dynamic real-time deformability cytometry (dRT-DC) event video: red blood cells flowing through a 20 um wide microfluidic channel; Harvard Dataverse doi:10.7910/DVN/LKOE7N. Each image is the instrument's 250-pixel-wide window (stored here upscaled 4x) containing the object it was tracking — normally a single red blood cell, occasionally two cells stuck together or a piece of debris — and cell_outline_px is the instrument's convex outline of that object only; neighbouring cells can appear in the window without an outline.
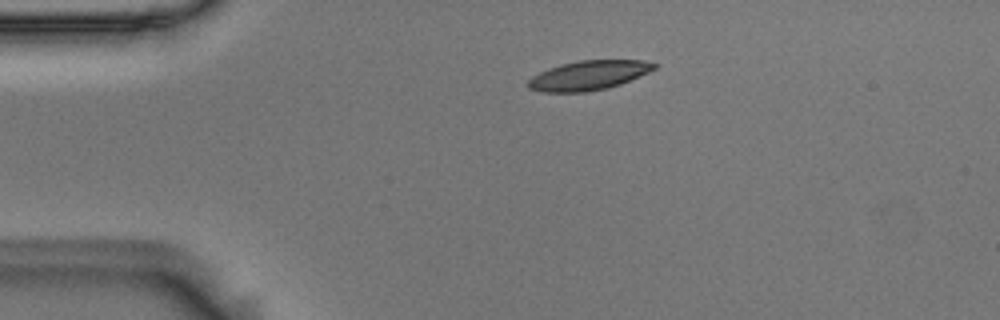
{"species": "Egyptian fruit bat (a non-hibernating species)", "species_latin": "Rousettus aegyptiacus", "temperature_condition": "room temperature", "stored_images_in_passage": 2, "camera_frame_rate_fps": 3000, "um_per_image_px": 0.085, "animal": {"sex": "male"}, "frame": {"image": 1, "passage_image": 1, "time_ms": 0.0, "image_size_px": [1000, 320], "cell_outline_px": [[660, 64], [656, 68], [640, 76], [620, 84], [604, 88], [584, 92], [544, 92], [528, 88], [524, 84], [532, 76], [548, 68], [560, 64], [580, 60], [644, 60]], "centroid_in_image_um": [50.01, 6.39], "position_along_channel_um": 35.0, "area_um2": 21.68}}